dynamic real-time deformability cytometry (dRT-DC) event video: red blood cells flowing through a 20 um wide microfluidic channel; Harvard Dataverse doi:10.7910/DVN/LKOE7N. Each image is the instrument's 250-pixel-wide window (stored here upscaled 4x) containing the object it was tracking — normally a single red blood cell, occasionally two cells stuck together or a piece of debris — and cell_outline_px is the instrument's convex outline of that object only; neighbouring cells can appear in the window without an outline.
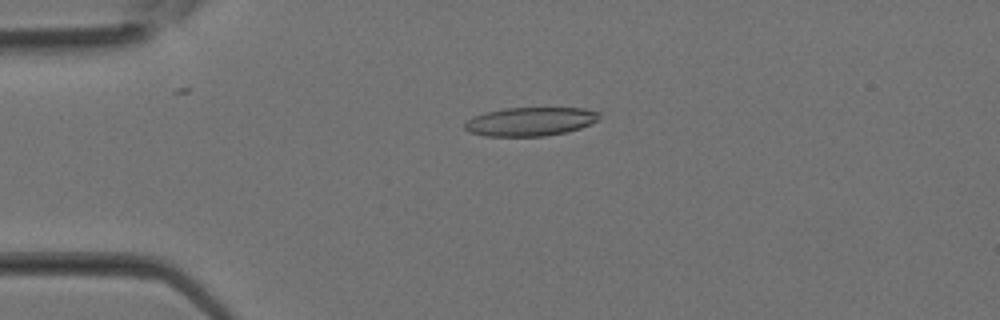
{"species": "Egyptian fruit bat (a non-hibernating species)", "species_latin": "Rousettus aegyptiacus", "temperature_condition": "room temperature", "stored_images_in_passage": 32, "camera_frame_rate_fps": 3000, "um_per_image_px": 0.085, "animal": {"sex": "female"}, "frame": {"image": 1, "passage_image": 7, "time_ms": 2.0, "image_size_px": [1000, 320], "cell_outline_px": [[600, 116], [596, 120], [580, 128], [564, 132], [544, 136], [484, 136], [468, 132], [464, 128], [464, 124], [472, 116], [484, 112], [504, 108], [584, 108], [600, 112]], "centroid_in_image_um": [45.02, 10.33], "position_along_channel_um": 40.0, "area_um2": 22.48}}
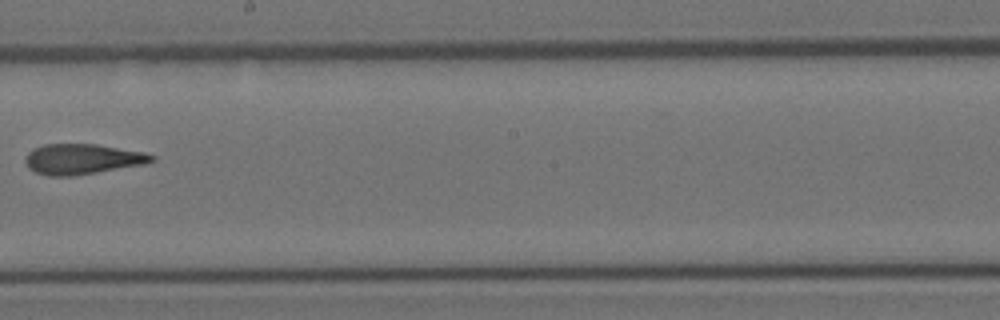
{"frame": {"image": 2, "passage_image": 18, "time_ms": 5.667, "image_size_px": [1000, 320], "cell_outline_px": [[156, 160], [144, 164], [72, 176], [48, 176], [36, 172], [28, 168], [24, 160], [24, 156], [32, 148], [44, 144], [96, 144], [144, 152], [156, 156]], "centroid_in_image_um": [6.96, 13.51], "position_along_channel_um": 241.2, "area_um2": 22.43}}
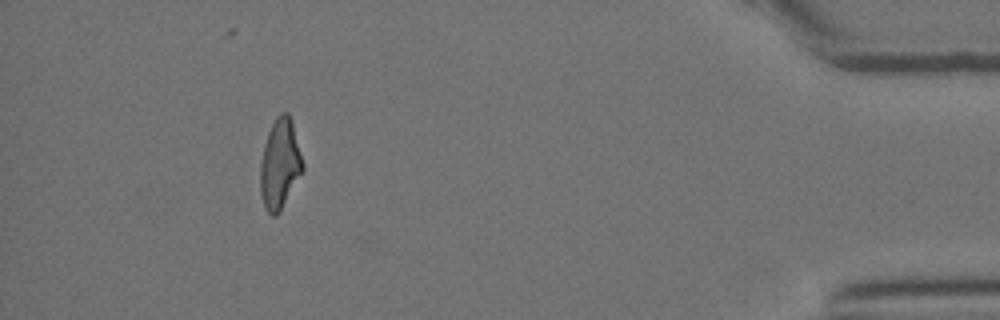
{"frame": {"image": 3, "passage_image": 29, "time_ms": 9.333, "image_size_px": [1000, 320], "cell_outline_px": [[304, 168], [280, 212], [276, 216], [272, 216], [264, 208], [260, 192], [260, 164], [264, 144], [268, 132], [276, 116], [280, 112], [288, 112], [292, 120], [304, 164]], "centroid_in_image_um": [23.78, 13.94], "position_along_channel_um": 411.4, "area_um2": 22.37}}